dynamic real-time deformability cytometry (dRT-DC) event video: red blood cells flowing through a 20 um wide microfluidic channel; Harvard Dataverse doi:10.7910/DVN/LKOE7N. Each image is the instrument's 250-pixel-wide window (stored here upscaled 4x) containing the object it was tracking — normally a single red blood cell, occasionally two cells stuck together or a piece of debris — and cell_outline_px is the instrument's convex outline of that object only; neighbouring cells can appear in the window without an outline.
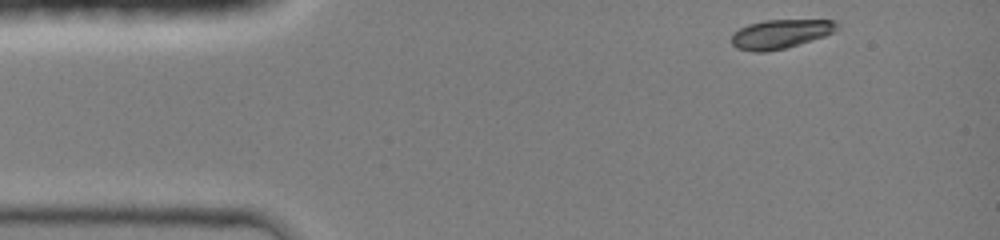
{"species": "common noctule bat (a hibernating species)", "species_latin": "Nyctalus noctula", "temperature_condition": "room temperature", "stored_images_in_passage": 36, "camera_frame_rate_fps": 3000, "um_per_image_px": 0.085, "animal": {"sex": "female", "body_mass_g": 19.0, "forearm_length_mm": 51.5}, "frame": {"image": 1, "passage_image": 1, "time_ms": 0.0, "image_size_px": [1000, 240], "cell_outline_px": [[840, 28], [824, 36], [784, 48], [768, 52], [752, 52], [736, 48], [732, 44], [732, 32], [748, 24], [764, 20], [836, 20], [840, 24]], "centroid_in_image_um": [66.33, 2.88], "position_along_channel_um": 18.7, "area_um2": 17.92}}
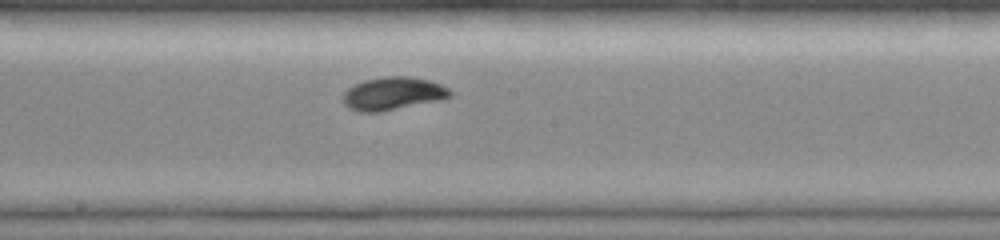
{"frame": {"image": 2, "passage_image": 20, "time_ms": 6.333, "image_size_px": [1000, 240], "cell_outline_px": [[452, 96], [440, 100], [380, 112], [360, 112], [348, 108], [344, 104], [344, 92], [348, 88], [364, 80], [380, 76], [408, 76], [428, 80], [440, 84], [448, 88], [452, 92]], "centroid_in_image_um": [33.4, 7.95], "position_along_channel_um": 214.8, "area_um2": 20.58}}
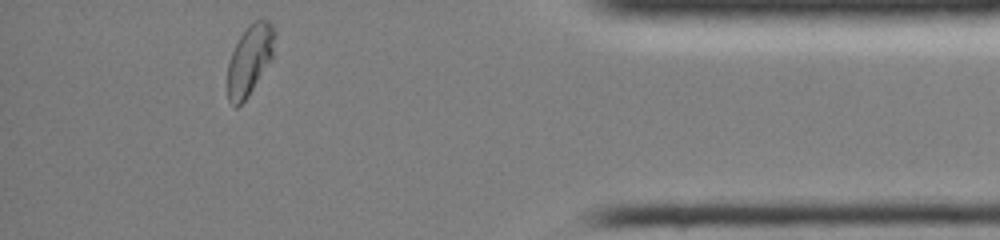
{"frame": {"image": 3, "passage_image": 36, "time_ms": 11.667, "image_size_px": [1000, 240], "cell_outline_px": [[276, 32], [272, 56], [248, 96], [236, 108], [228, 100], [228, 64], [232, 52], [240, 36], [256, 20], [268, 20], [276, 28]], "centroid_in_image_um": [21.23, 5.08], "position_along_channel_um": 414.0, "area_um2": 18.73}, "authors_computed_cell_mechanics": {"area_um2": 19.3341, "velocity_mm_per_s": 4.2732, "shape_relaxation_time_tau1_ms": 2.9532, "shape_relaxation_time_tau2_ms": null, "deformation_change_tau1": 0.1417, "deformation_change_tau2": null}}